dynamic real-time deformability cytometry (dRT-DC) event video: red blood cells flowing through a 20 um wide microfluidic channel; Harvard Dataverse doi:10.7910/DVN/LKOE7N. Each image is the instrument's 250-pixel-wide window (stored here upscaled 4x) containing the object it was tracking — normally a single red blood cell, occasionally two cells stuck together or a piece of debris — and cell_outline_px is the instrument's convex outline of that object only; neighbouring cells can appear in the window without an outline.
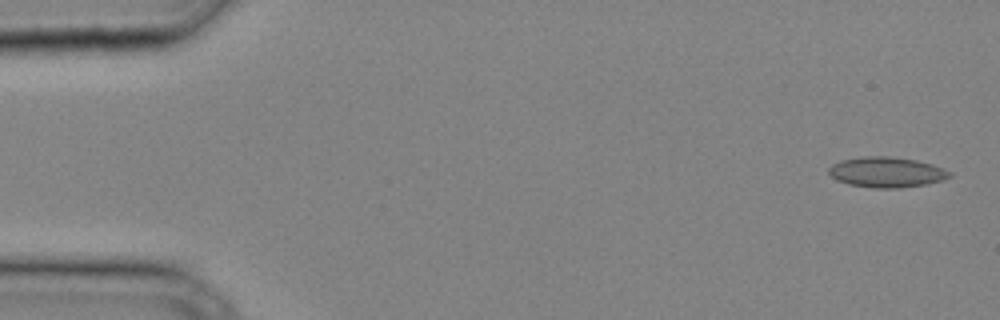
{"species": "common noctule bat (a hibernating species)", "species_latin": "Nyctalus noctula", "temperature_condition": "cold", "stored_images_in_passage": 33, "camera_frame_rate_fps": 3000, "um_per_image_px": 0.085, "animal": {"sex": "male", "body_mass_g": 20.4}, "frame": {"image": 1, "passage_image": 1, "time_ms": 0.0, "image_size_px": [1000, 320], "cell_outline_px": [[952, 176], [944, 180], [928, 184], [900, 188], [876, 188], [848, 184], [836, 180], [828, 172], [828, 168], [832, 164], [840, 160], [864, 156], [892, 156], [916, 160], [932, 164], [952, 172]], "centroid_in_image_um": [75.37, 14.63], "position_along_channel_um": 9.6, "area_um2": 21.62}}
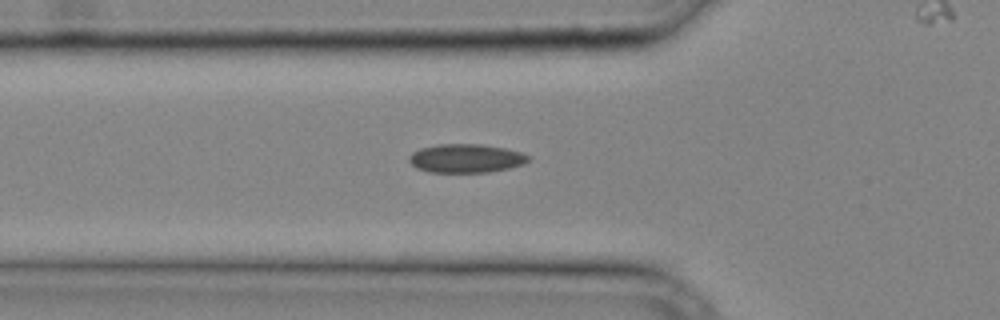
{"frame": {"image": 2, "passage_image": 12, "time_ms": 3.667, "image_size_px": [1000, 320], "cell_outline_px": [[532, 160], [524, 164], [508, 168], [488, 172], [428, 172], [416, 168], [408, 160], [408, 156], [412, 152], [420, 148], [440, 144], [480, 144], [504, 148], [520, 152], [532, 156]], "centroid_in_image_um": [39.62, 13.46], "position_along_channel_um": 86.2, "area_um2": 20.06}}
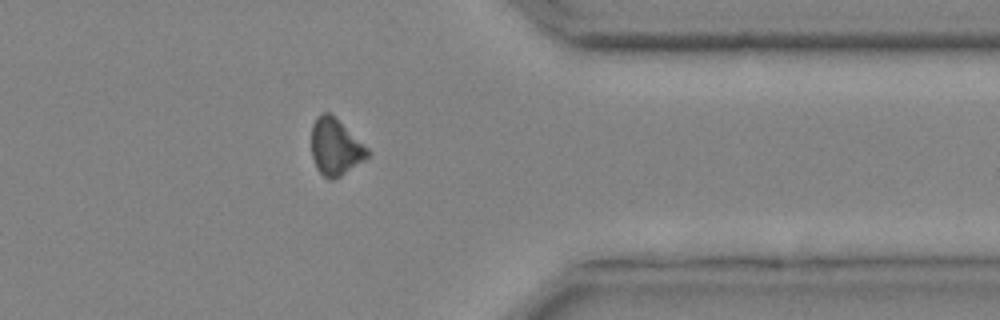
{"frame": {"image": 3, "passage_image": 29, "time_ms": 9.333, "image_size_px": [1000, 320], "cell_outline_px": [[372, 152], [368, 156], [340, 176], [332, 180], [328, 180], [316, 168], [312, 156], [312, 124], [316, 116], [324, 112], [328, 112], [368, 148]], "centroid_in_image_um": [28.48, 12.51], "position_along_channel_um": 382.9, "area_um2": 18.09}}